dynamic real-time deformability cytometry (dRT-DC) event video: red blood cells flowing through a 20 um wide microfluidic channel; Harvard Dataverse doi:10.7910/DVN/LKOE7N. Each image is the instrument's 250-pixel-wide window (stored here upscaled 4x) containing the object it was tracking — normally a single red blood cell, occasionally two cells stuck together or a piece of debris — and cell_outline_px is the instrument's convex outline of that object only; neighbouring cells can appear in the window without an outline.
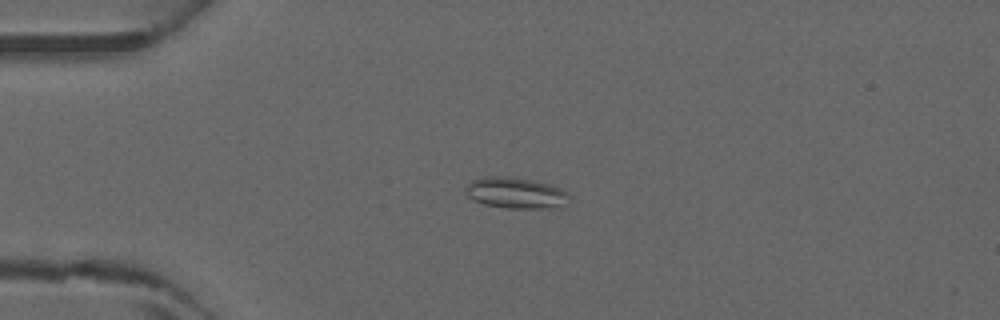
{"species": "common noctule bat (a hibernating species)", "species_latin": "Nyctalus noctula", "temperature_condition": "warm", "stored_images_in_passage": 4, "camera_frame_rate_fps": 3000, "um_per_image_px": 0.085, "animal": {"sex": "male", "forearm_length_mm": 52.5}, "frame": {"image": 1, "passage_image": 3, "time_ms": 0.667, "image_size_px": [1000, 320], "cell_outline_px": [[572, 200], [568, 204], [548, 208], [504, 208], [484, 204], [468, 196], [468, 184], [472, 180], [484, 176], [512, 176], [552, 184], [568, 192], [572, 196]], "centroid_in_image_um": [43.94, 16.39], "position_along_channel_um": 41.1, "area_um2": 18.96}}